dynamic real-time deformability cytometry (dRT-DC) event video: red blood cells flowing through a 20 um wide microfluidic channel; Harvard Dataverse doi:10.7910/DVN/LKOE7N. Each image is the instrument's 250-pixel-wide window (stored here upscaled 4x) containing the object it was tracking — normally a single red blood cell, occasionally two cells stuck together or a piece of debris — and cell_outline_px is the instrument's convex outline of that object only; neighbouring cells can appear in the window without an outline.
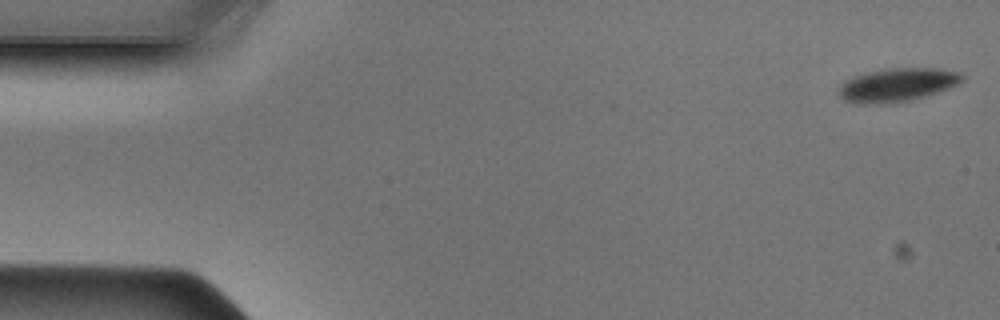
{"species": "Egyptian fruit bat (a non-hibernating species)", "species_latin": "Rousettus aegyptiacus", "temperature_condition": "cold", "stored_images_in_passage": 47, "camera_frame_rate_fps": 3000, "um_per_image_px": 0.085, "animal": {"sex": "male"}, "frame": {"image": 1, "passage_image": 1, "time_ms": 0.0, "image_size_px": [1000, 320], "cell_outline_px": [[964, 80], [948, 88], [924, 96], [908, 100], [888, 104], [852, 104], [844, 100], [840, 96], [840, 88], [848, 80], [856, 76], [872, 72], [892, 68], [936, 68], [960, 72], [964, 76]], "centroid_in_image_um": [76.3, 7.23], "position_along_channel_um": 8.7, "area_um2": 23.58}}
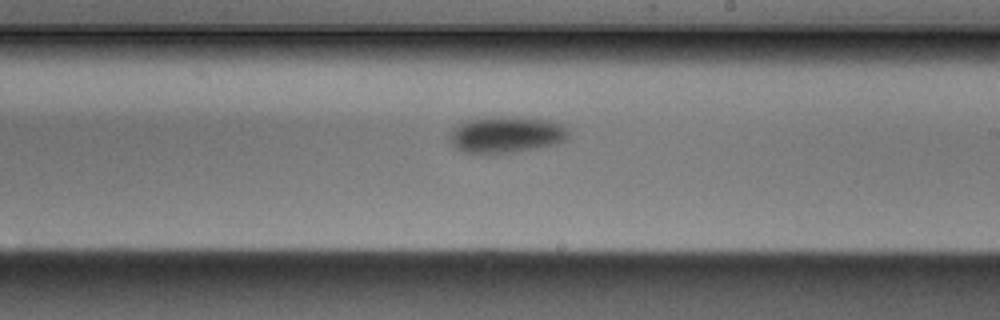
{"frame": {"image": 2, "passage_image": 27, "time_ms": 8.667, "image_size_px": [1000, 320], "cell_outline_px": [[568, 140], [560, 144], [516, 152], [488, 156], [484, 156], [464, 152], [456, 148], [448, 140], [448, 132], [460, 124], [468, 120], [480, 116], [520, 116], [548, 120], [560, 124], [568, 128]], "centroid_in_image_um": [43.01, 11.46], "position_along_channel_um": 246.0, "area_um2": 26.53}}
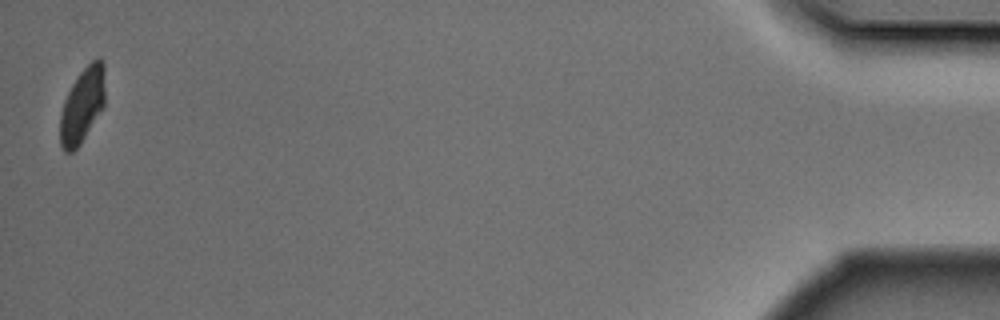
{"frame": {"image": 3, "passage_image": 47, "time_ms": 15.333, "image_size_px": [1000, 320], "cell_outline_px": [[104, 108], [80, 144], [72, 152], [64, 152], [60, 144], [60, 116], [64, 100], [72, 84], [80, 72], [92, 60], [100, 56], [104, 64]], "centroid_in_image_um": [7.0, 8.95], "position_along_channel_um": 428.2, "area_um2": 19.71}}